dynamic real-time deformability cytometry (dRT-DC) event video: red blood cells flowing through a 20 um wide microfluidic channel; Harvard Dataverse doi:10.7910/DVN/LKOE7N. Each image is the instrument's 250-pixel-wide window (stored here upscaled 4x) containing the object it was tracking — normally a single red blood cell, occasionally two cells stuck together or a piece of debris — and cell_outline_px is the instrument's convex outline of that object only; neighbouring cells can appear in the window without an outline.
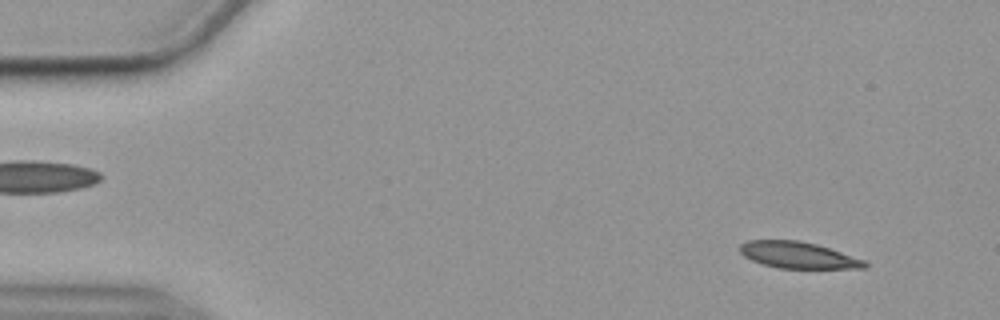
{"species": "common noctule bat (a hibernating species)", "species_latin": "Nyctalus noctula", "temperature_condition": "cold", "stored_images_in_passage": 55, "camera_frame_rate_fps": 3000, "um_per_image_px": 0.085, "animal": {"sex": "female", "body_mass_g": 19.9}, "frame": {"image": 1, "passage_image": 4, "time_ms": 1.0, "image_size_px": [1000, 320], "cell_outline_px": [[868, 268], [776, 268], [760, 264], [744, 256], [740, 252], [740, 244], [748, 240], [800, 240], [816, 244], [864, 260], [868, 264]], "centroid_in_image_um": [67.8, 21.68], "position_along_channel_um": 17.2, "area_um2": 19.19}}
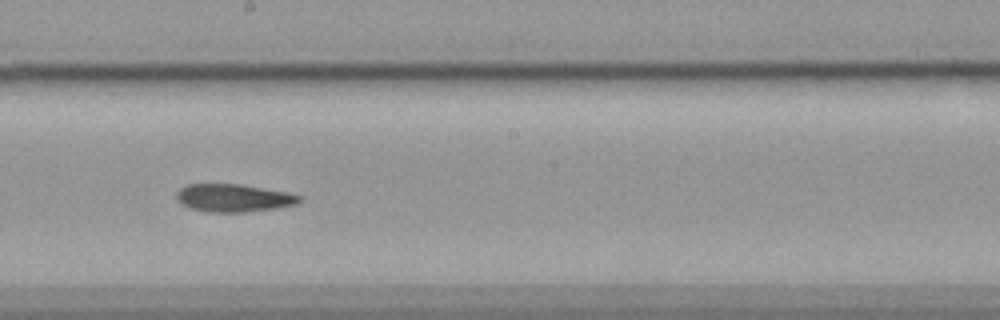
{"frame": {"image": 2, "passage_image": 30, "time_ms": 9.667, "image_size_px": [1000, 320], "cell_outline_px": [[304, 200], [296, 204], [276, 208], [244, 212], [208, 212], [192, 208], [180, 204], [176, 200], [176, 192], [180, 188], [188, 184], [240, 184], [288, 192], [300, 196]], "centroid_in_image_um": [19.85, 16.82], "position_along_channel_um": 228.4, "area_um2": 20.0}}
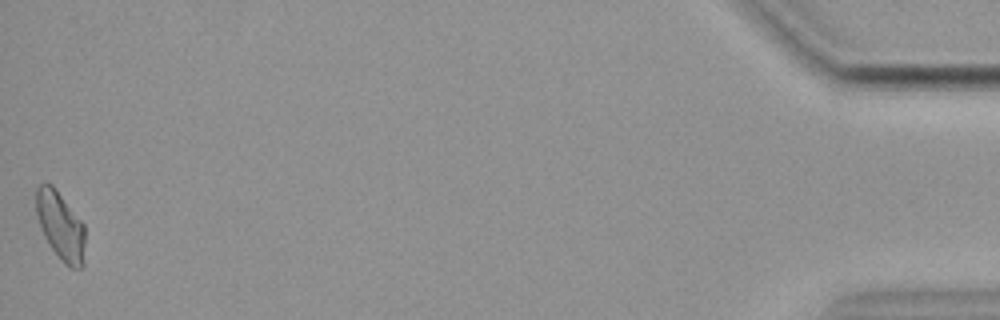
{"frame": {"image": 3, "passage_image": 55, "time_ms": 18.0, "image_size_px": [1000, 320], "cell_outline_px": [[84, 264], [80, 268], [68, 268], [60, 260], [44, 236], [40, 228], [36, 212], [36, 188], [40, 184], [52, 184], [84, 224]], "centroid_in_image_um": [5.14, 19.22], "position_along_channel_um": 430.1, "area_um2": 19.42}}